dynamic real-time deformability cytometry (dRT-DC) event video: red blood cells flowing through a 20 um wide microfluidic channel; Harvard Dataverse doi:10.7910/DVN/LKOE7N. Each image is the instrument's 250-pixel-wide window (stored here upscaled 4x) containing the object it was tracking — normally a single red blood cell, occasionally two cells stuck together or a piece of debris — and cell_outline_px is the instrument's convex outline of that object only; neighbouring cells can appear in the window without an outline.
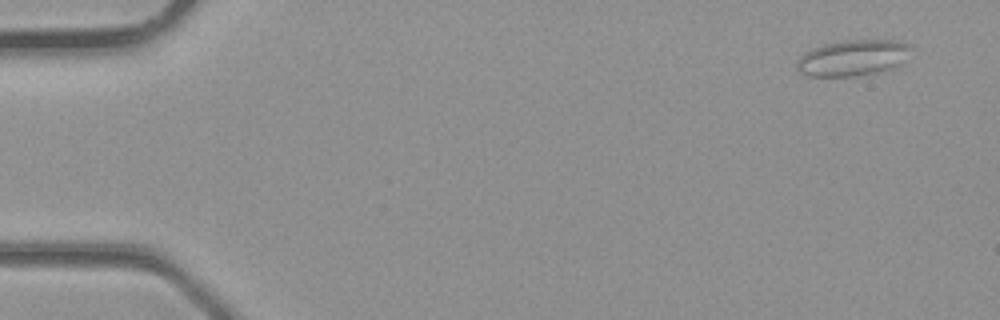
{"species": "common noctule bat (a hibernating species)", "species_latin": "Nyctalus noctula", "temperature_condition": "room temperature", "stored_images_in_passage": 4, "camera_frame_rate_fps": 3000, "um_per_image_px": 0.085, "animal": {"sex": "male", "body_mass_g": 23.1, "forearm_length_mm": 52.7}, "frame": {"image": 1, "passage_image": 1, "time_ms": 0.0, "image_size_px": [1000, 320], "cell_outline_px": [[908, 48], [904, 64], [896, 68], [880, 72], [856, 76], [804, 76], [796, 68], [796, 64], [800, 56], [804, 52], [812, 48], [824, 44], [844, 40], [892, 40], [908, 44]], "centroid_in_image_um": [72.46, 4.94], "position_along_channel_um": 12.5, "area_um2": 24.1}}